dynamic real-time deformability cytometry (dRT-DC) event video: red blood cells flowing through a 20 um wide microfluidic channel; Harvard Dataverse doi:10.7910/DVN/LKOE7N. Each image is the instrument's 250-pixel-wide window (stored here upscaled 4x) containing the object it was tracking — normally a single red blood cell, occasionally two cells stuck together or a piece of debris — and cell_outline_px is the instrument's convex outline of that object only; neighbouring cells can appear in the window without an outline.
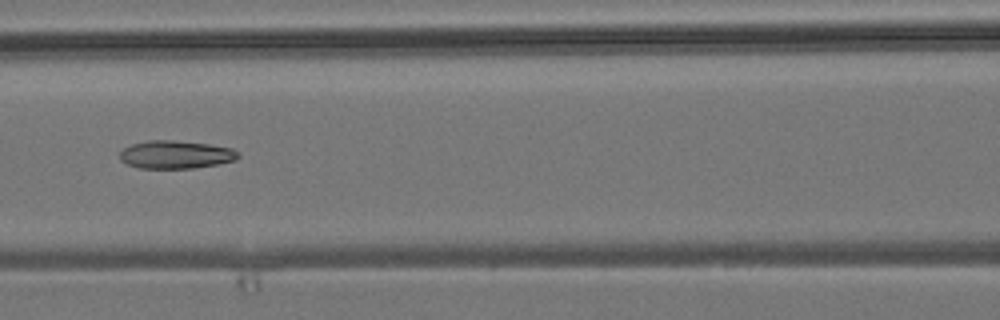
{"species": "common noctule bat (a hibernating species)", "species_latin": "Nyctalus noctula", "temperature_condition": "room temperature", "stored_images_in_passage": 6, "segment_of_instrument_passage": [1, 2], "camera_frame_rate_fps": 3000, "um_per_image_px": 0.085, "animal": {"sex": "male", "body_mass_g": 19.2, "forearm_length_mm": 51.8}, "frame": {"image": 1, "passage_image": 5, "time_ms": 4.333, "image_size_px": [1000, 320], "cell_outline_px": [[240, 156], [236, 160], [216, 164], [192, 168], [140, 168], [128, 164], [120, 160], [120, 152], [124, 148], [132, 144], [148, 140], [172, 140], [208, 144], [232, 148]], "centroid_in_image_um": [14.92, 13.14], "position_along_channel_um": 151.7, "area_um2": 19.13}}